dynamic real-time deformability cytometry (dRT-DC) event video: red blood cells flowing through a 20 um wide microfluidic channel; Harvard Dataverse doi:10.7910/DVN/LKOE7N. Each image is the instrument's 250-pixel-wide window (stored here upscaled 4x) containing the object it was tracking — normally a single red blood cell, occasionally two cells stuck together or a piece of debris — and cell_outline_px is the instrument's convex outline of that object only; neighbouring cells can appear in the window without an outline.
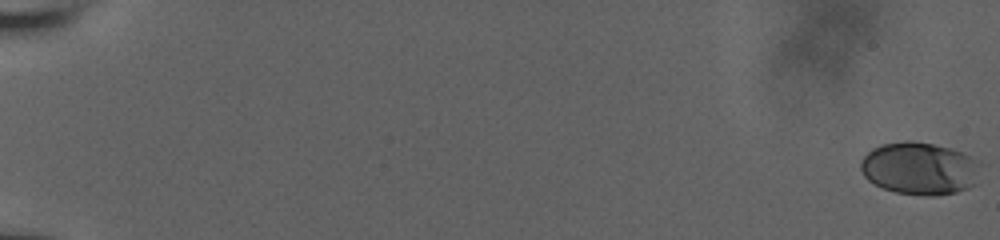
{"species": "human", "species_latin": "Homo sapiens", "temperature_condition": "room temperature", "stored_images_in_passage": 59, "camera_frame_rate_fps": 3000, "um_per_image_px": 0.085, "donor": {"sex": "male"}, "frame": {"image": 1, "passage_image": 1, "time_ms": 0.0, "image_size_px": [1000, 240], "cell_outline_px": [[980, 164], [972, 184], [968, 188], [956, 192], [936, 196], [924, 196], [896, 192], [884, 188], [868, 180], [864, 176], [860, 168], [860, 160], [872, 148], [880, 144], [904, 140], [912, 140], [952, 148], [964, 152], [980, 160]], "centroid_in_image_um": [78.15, 14.29], "position_along_channel_um": 6.9, "area_um2": 36.88}}
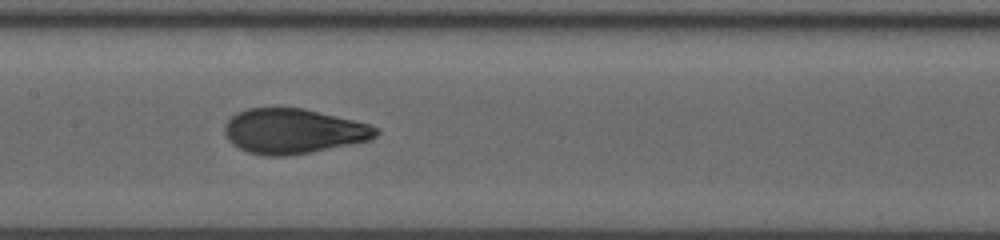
{"frame": {"image": 2, "passage_image": 33, "time_ms": 10.667, "image_size_px": [1000, 240], "cell_outline_px": [[380, 132], [372, 140], [312, 152], [288, 156], [264, 156], [248, 152], [232, 144], [228, 140], [224, 132], [224, 124], [236, 112], [248, 108], [304, 108], [368, 124], [380, 128]], "centroid_in_image_um": [24.93, 11.16], "position_along_channel_um": 182.5, "area_um2": 39.82}}
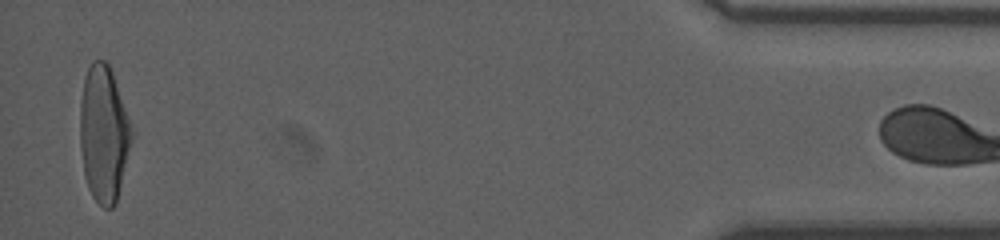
{"frame": {"image": 3, "passage_image": 58, "time_ms": 19.0, "image_size_px": [1000, 240], "cell_outline_px": [[132, 136], [116, 204], [112, 208], [104, 208], [92, 196], [88, 188], [84, 176], [80, 148], [80, 100], [84, 80], [88, 68], [92, 60], [108, 60], [132, 128]], "centroid_in_image_um": [8.79, 11.36], "position_along_channel_um": 426.4, "area_um2": 40.81}}